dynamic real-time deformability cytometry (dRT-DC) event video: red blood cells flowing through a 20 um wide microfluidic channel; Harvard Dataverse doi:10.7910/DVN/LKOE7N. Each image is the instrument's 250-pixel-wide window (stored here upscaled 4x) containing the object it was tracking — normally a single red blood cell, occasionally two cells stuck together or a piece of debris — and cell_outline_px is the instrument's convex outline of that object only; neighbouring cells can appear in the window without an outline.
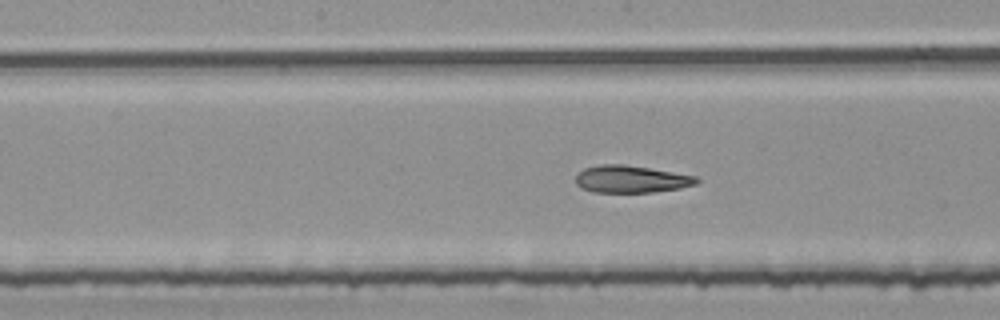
{"species": "common noctule bat (a hibernating species)", "species_latin": "Nyctalus noctula", "temperature_condition": "room temperature", "stored_images_in_passage": 53, "segment_of_instrument_passage": [2, 2], "camera_frame_rate_fps": 3000, "um_per_image_px": 0.085, "animal": {"sex": "female", "body_mass_g": 25.1}, "frame": {"image": 1, "passage_image": 28, "time_ms": 9.0, "image_size_px": [1000, 320], "cell_outline_px": [[700, 180], [696, 184], [680, 188], [656, 192], [592, 192], [580, 188], [576, 184], [576, 176], [584, 168], [600, 164], [624, 164], [696, 176]], "centroid_in_image_um": [53.62, 15.23], "position_along_channel_um": 194.6, "area_um2": 19.19}}
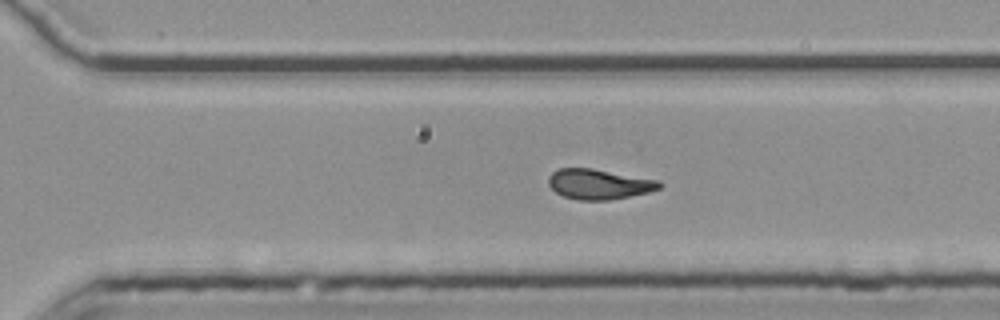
{"frame": {"image": 2, "passage_image": 38, "time_ms": 12.333, "image_size_px": [1000, 320], "cell_outline_px": [[664, 184], [660, 188], [648, 192], [608, 200], [576, 200], [564, 196], [556, 192], [548, 184], [548, 176], [552, 172], [560, 168], [592, 168], [660, 180]], "centroid_in_image_um": [50.92, 15.64], "position_along_channel_um": 319.7, "area_um2": 19.54}}
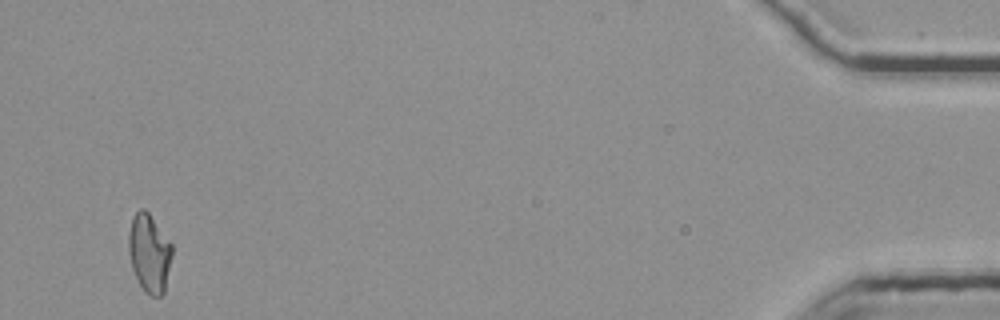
{"frame": {"image": 3, "passage_image": 53, "time_ms": 17.333, "image_size_px": [1000, 320], "cell_outline_px": [[172, 256], [164, 292], [160, 296], [152, 296], [144, 292], [132, 268], [128, 248], [128, 232], [132, 216], [140, 208], [144, 208], [148, 212], [172, 244]], "centroid_in_image_um": [12.68, 21.5], "position_along_channel_um": 422.5, "area_um2": 19.83}}